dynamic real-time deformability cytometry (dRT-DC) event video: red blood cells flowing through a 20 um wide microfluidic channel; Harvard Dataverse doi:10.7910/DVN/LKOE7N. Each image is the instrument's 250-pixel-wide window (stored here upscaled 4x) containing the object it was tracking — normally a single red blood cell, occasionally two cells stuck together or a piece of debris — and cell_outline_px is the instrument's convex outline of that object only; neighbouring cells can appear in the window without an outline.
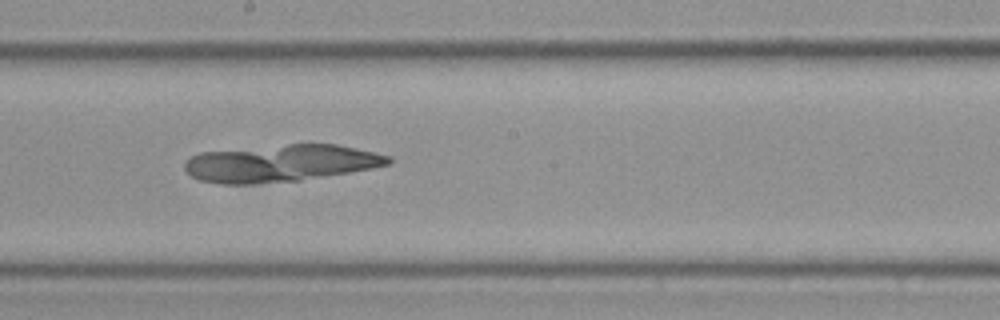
{"species": "Egyptian fruit bat (a non-hibernating species)", "species_latin": "Rousettus aegyptiacus", "temperature_condition": "cold", "stored_images_in_passage": 44, "camera_frame_rate_fps": 3000, "um_per_image_px": 0.085, "frame": {"image": 1, "passage_image": 19, "time_ms": 6.0, "image_size_px": [1000, 320], "cell_outline_px": [[392, 160], [388, 164], [348, 172], [300, 180], [252, 184], [220, 184], [200, 180], [192, 176], [184, 168], [184, 160], [200, 152], [288, 144], [336, 144], [356, 148], [392, 156]], "centroid_in_image_um": [23.81, 13.87], "position_along_channel_um": 224.4, "area_um2": 43.75}}